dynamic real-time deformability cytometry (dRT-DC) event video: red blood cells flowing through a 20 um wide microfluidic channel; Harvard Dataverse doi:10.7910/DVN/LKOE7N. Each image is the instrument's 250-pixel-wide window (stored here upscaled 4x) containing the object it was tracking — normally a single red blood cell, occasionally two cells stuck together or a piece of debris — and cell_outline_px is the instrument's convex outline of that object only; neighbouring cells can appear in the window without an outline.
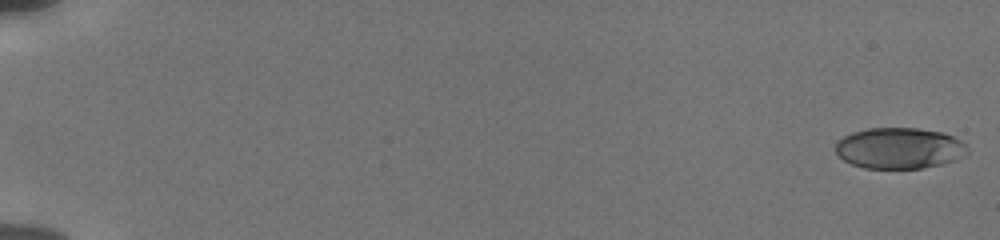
{"species": "human", "species_latin": "Homo sapiens", "temperature_condition": "cold", "stored_images_in_passage": 22, "camera_frame_rate_fps": 3000, "um_per_image_px": 0.085, "donor": {"sex": "male"}, "frame": {"image": 1, "passage_image": 1, "time_ms": 0.0, "image_size_px": [1000, 240], "cell_outline_px": [[968, 152], [964, 156], [956, 160], [924, 168], [864, 168], [852, 164], [844, 160], [836, 152], [836, 140], [852, 132], [868, 128], [916, 128], [944, 132], [960, 140], [968, 148]], "centroid_in_image_um": [76.45, 12.59], "position_along_channel_um": 8.6, "area_um2": 31.62}}
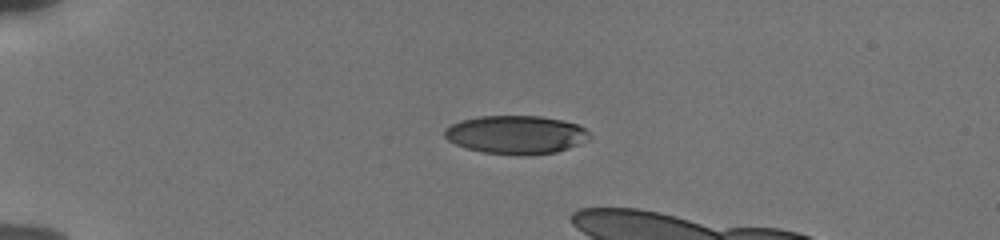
{"frame": {"image": 2, "passage_image": 15, "time_ms": 4.667, "image_size_px": [1000, 240], "cell_outline_px": [[592, 136], [588, 140], [568, 148], [556, 152], [532, 156], [520, 156], [484, 152], [468, 148], [456, 144], [448, 140], [444, 136], [444, 132], [452, 124], [460, 120], [480, 116], [540, 116], [560, 120], [576, 124], [584, 128]], "centroid_in_image_um": [43.88, 11.46], "position_along_channel_um": 41.1, "area_um2": 32.43}}